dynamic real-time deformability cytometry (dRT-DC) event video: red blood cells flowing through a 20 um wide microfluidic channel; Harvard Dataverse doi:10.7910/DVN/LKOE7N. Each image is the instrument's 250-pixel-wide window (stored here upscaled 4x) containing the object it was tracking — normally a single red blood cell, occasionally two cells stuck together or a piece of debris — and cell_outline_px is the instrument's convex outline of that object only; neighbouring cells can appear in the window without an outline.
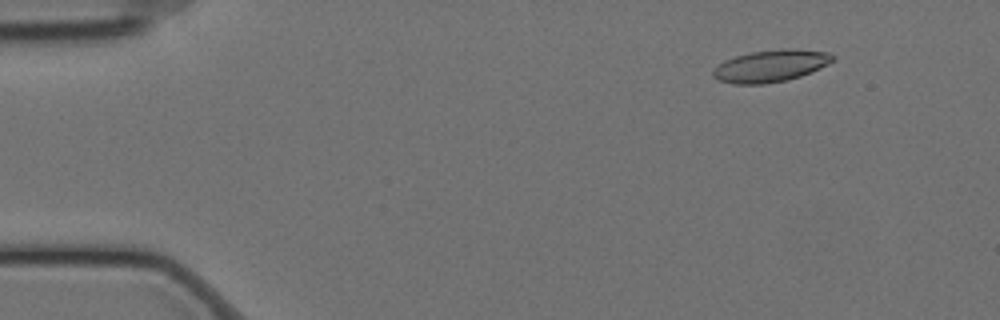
{"species": "Egyptian fruit bat (a non-hibernating species)", "species_latin": "Rousettus aegyptiacus", "temperature_condition": "cold", "stored_images_in_passage": 59, "camera_frame_rate_fps": 3000, "um_per_image_px": 0.085, "animal": {"sex": "female"}, "frame": {"image": 1, "passage_image": 7, "time_ms": 2.0, "image_size_px": [1000, 320], "cell_outline_px": [[836, 60], [820, 68], [800, 76], [788, 80], [764, 84], [732, 84], [720, 80], [712, 76], [712, 68], [724, 60], [736, 56], [752, 52], [780, 48], [792, 48], [828, 52], [836, 56]], "centroid_in_image_um": [65.52, 5.59], "position_along_channel_um": 19.5, "area_um2": 22.6}}
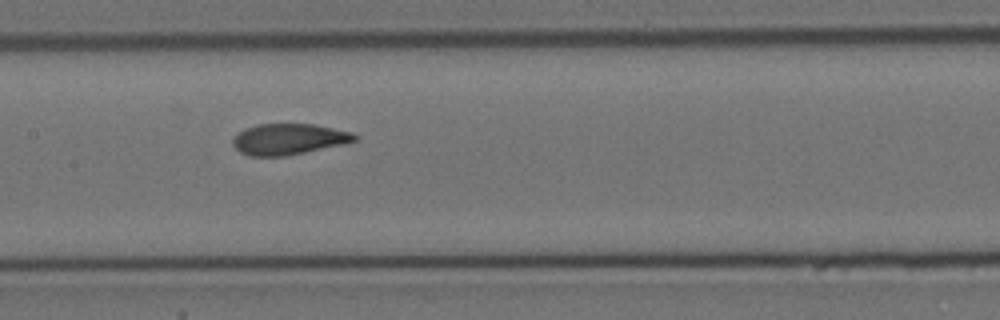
{"frame": {"image": 2, "passage_image": 29, "time_ms": 9.333, "image_size_px": [1000, 320], "cell_outline_px": [[356, 140], [344, 144], [284, 156], [248, 156], [240, 152], [232, 144], [232, 140], [244, 128], [260, 124], [312, 124], [352, 132], [356, 136]], "centroid_in_image_um": [24.51, 11.83], "position_along_channel_um": 182.9, "area_um2": 21.73}}
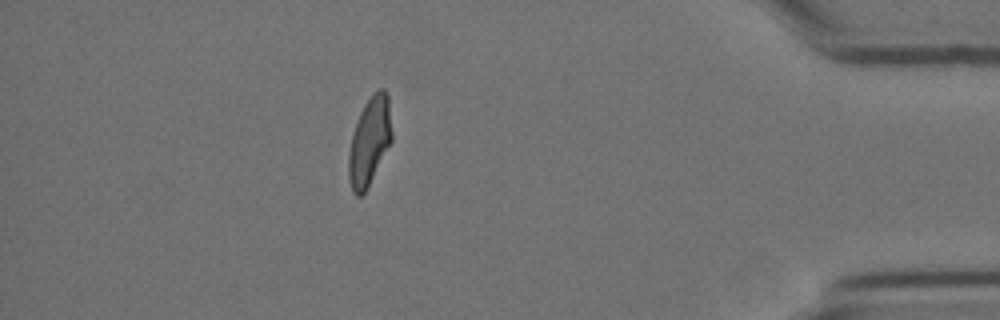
{"frame": {"image": 3, "passage_image": 52, "time_ms": 17.0, "image_size_px": [1000, 320], "cell_outline_px": [[392, 140], [364, 192], [360, 196], [356, 196], [352, 192], [348, 176], [348, 156], [352, 132], [360, 112], [364, 104], [372, 92], [380, 88], [384, 88], [388, 96], [392, 132]], "centroid_in_image_um": [31.39, 11.96], "position_along_channel_um": 403.8, "area_um2": 22.08}, "authors_computed_cell_mechanics": {"area_um2": 22.4264, "velocity_mm_per_s": 3.4689, "shape_relaxation_time_tau1_ms": 5.0441, "shape_relaxation_time_tau2_ms": 1.6056, "deformation_change_tau1": 0.1669, "deformation_change_tau2": 0.0709}}